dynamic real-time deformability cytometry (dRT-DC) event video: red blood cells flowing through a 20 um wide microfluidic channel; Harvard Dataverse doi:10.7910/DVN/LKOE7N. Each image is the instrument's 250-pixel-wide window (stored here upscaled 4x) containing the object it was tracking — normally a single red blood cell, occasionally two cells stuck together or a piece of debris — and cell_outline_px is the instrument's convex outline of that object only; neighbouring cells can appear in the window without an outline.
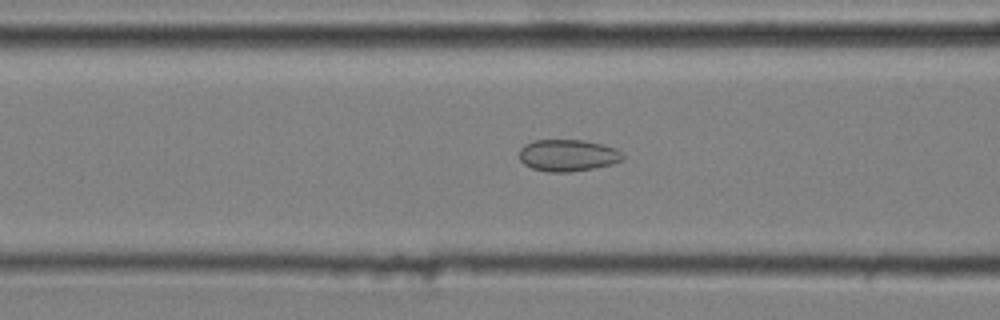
{"species": "common noctule bat (a hibernating species)", "species_latin": "Nyctalus noctula", "temperature_condition": "cold", "stored_images_in_passage": 51, "camera_frame_rate_fps": 3000, "um_per_image_px": 0.085, "animal": {"sex": "male", "body_mass_g": 20.4}, "frame": {"image": 1, "passage_image": 21, "time_ms": 6.667, "image_size_px": [1000, 320], "cell_outline_px": [[624, 160], [612, 164], [572, 172], [548, 172], [532, 168], [524, 164], [520, 160], [520, 148], [524, 144], [532, 140], [584, 140], [616, 148], [624, 156]], "centroid_in_image_um": [48.25, 13.2], "position_along_channel_um": 118.3, "area_um2": 19.25}}
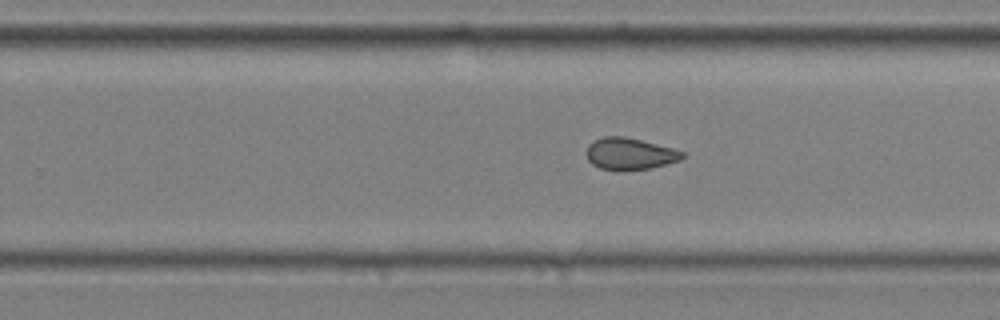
{"frame": {"image": 2, "passage_image": 34, "time_ms": 11.0, "image_size_px": [1000, 320], "cell_outline_px": [[684, 156], [680, 160], [652, 168], [624, 172], [616, 172], [600, 168], [592, 164], [588, 160], [588, 144], [604, 136], [624, 136], [672, 148], [684, 152]], "centroid_in_image_um": [53.53, 13.11], "position_along_channel_um": 276.3, "area_um2": 17.92}}
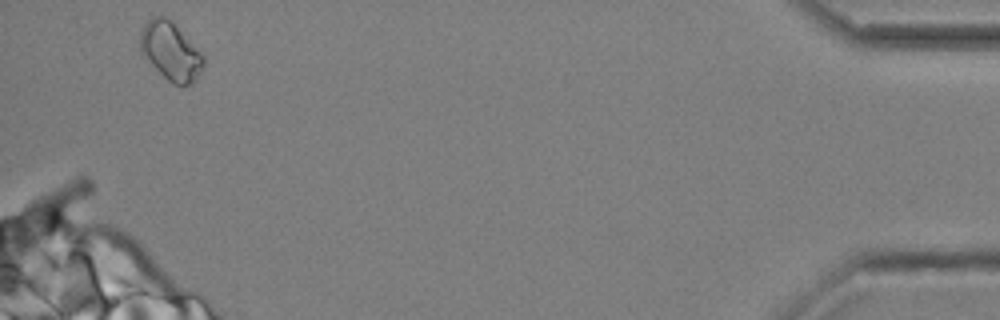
{"frame": {"image": 3, "passage_image": 51, "time_ms": 16.667, "image_size_px": [1000, 320], "cell_outline_px": [[204, 64], [196, 80], [192, 84], [172, 84], [140, 52], [140, 32], [144, 24], [152, 16], [168, 16], [204, 56]], "centroid_in_image_um": [14.5, 4.32], "position_along_channel_um": 420.7, "area_um2": 21.21}, "authors_computed_cell_mechanics": {"area_um2": 18.8428, "velocity_mm_per_s": 3.6544, "shape_relaxation_time_tau1_ms": null, "shape_relaxation_time_tau2_ms": 1.9593, "deformation_change_tau1": null, "deformation_change_tau2": 0.0698}}